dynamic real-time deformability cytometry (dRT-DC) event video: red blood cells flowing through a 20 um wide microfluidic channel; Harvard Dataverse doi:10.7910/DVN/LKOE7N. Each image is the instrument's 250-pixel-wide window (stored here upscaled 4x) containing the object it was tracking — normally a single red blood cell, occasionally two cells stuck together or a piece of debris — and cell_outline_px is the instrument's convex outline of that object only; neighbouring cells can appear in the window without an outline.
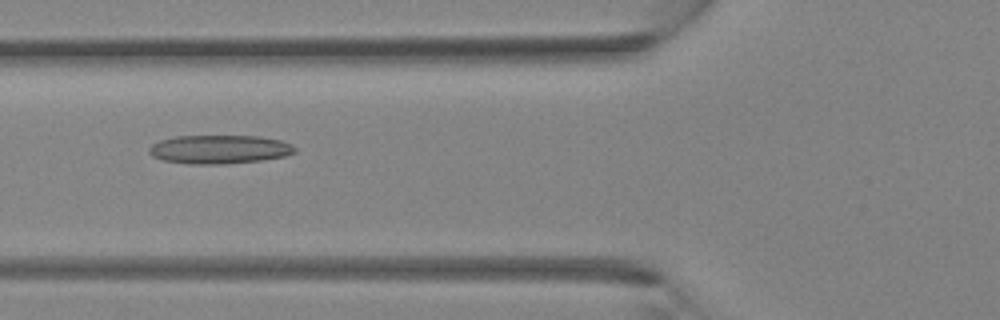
{"species": "Egyptian fruit bat (a non-hibernating species)", "species_latin": "Rousettus aegyptiacus", "temperature_condition": "room temperature", "stored_images_in_passage": 4, "camera_frame_rate_fps": 3000, "um_per_image_px": 0.085, "animal": {"sex": "female"}, "frame": {"image": 1, "passage_image": 4, "time_ms": 4.0, "image_size_px": [1000, 320], "cell_outline_px": [[296, 152], [284, 156], [260, 160], [224, 164], [188, 164], [164, 160], [152, 156], [148, 152], [148, 148], [152, 144], [160, 140], [176, 136], [260, 136], [280, 140], [292, 144], [296, 148]], "centroid_in_image_um": [18.64, 12.69], "position_along_channel_um": 107.2, "area_um2": 24.39}}